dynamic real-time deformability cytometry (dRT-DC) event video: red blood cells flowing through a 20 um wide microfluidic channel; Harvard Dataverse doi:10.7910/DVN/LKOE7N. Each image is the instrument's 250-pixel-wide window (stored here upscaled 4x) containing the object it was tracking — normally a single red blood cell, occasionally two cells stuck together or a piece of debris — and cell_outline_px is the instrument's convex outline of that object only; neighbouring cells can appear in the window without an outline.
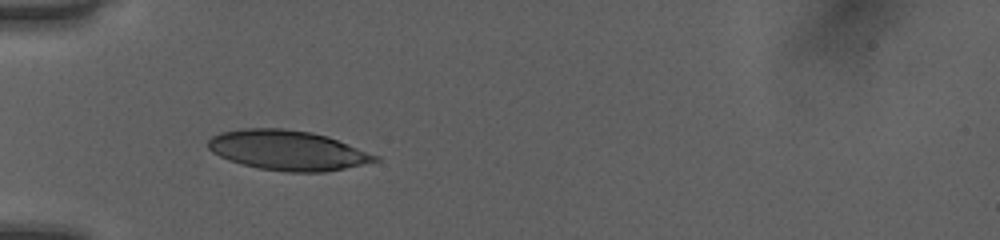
{"species": "human", "species_latin": "Homo sapiens", "temperature_condition": "room temperature", "stored_images_in_passage": 35, "camera_frame_rate_fps": 3000, "um_per_image_px": 0.085, "donor": {"sex": "female"}, "frame": {"image": 1, "passage_image": 1, "time_ms": 0.0, "image_size_px": [1000, 240], "cell_outline_px": [[380, 160], [344, 168], [324, 172], [288, 172], [260, 168], [228, 160], [212, 152], [208, 148], [208, 140], [212, 136], [220, 132], [244, 128], [284, 128], [312, 132], [328, 136], [380, 156]], "centroid_in_image_um": [24.45, 12.76], "position_along_channel_um": 60.6, "area_um2": 38.73}}
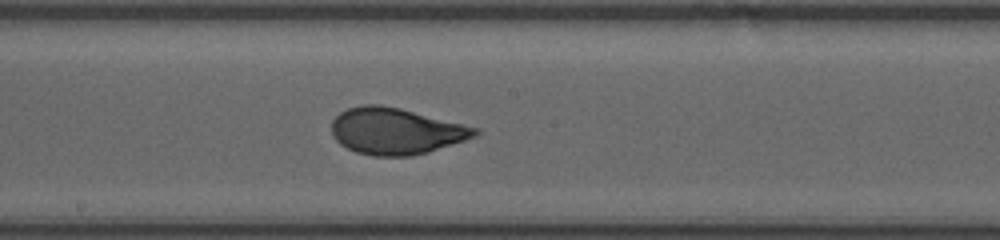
{"frame": {"image": 2, "passage_image": 13, "time_ms": 4.0, "image_size_px": [1000, 240], "cell_outline_px": [[480, 132], [476, 136], [428, 152], [412, 156], [372, 156], [356, 152], [340, 144], [332, 136], [332, 120], [340, 112], [348, 108], [364, 104], [380, 104], [400, 108], [480, 128]], "centroid_in_image_um": [33.64, 11.14], "position_along_channel_um": 214.6, "area_um2": 38.84}}
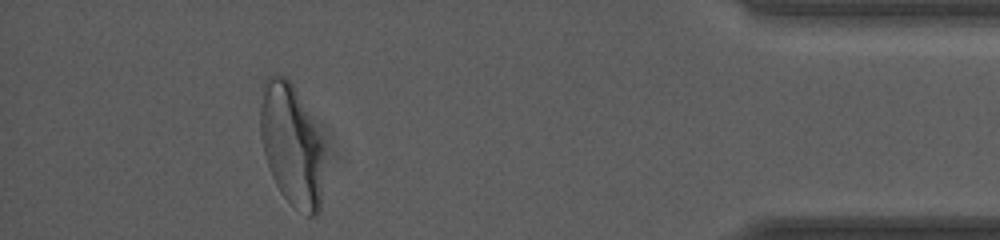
{"frame": {"image": 3, "passage_image": 31, "time_ms": 10.0, "image_size_px": [1000, 240], "cell_outline_px": [[324, 148], [320, 212], [316, 216], [308, 216], [292, 204], [280, 192], [268, 168], [260, 136], [260, 108], [264, 80], [268, 76], [288, 76]], "centroid_in_image_um": [24.76, 12.36], "position_along_channel_um": 410.4, "area_um2": 44.62}, "authors_computed_cell_mechanics": {"area_um2": 38.8994, "velocity_mm_per_s": 4.0372, "shape_relaxation_time_tau1_ms": 4.1123, "shape_relaxation_time_tau2_ms": null, "deformation_change_tau1": 0.1793, "deformation_change_tau2": null}}